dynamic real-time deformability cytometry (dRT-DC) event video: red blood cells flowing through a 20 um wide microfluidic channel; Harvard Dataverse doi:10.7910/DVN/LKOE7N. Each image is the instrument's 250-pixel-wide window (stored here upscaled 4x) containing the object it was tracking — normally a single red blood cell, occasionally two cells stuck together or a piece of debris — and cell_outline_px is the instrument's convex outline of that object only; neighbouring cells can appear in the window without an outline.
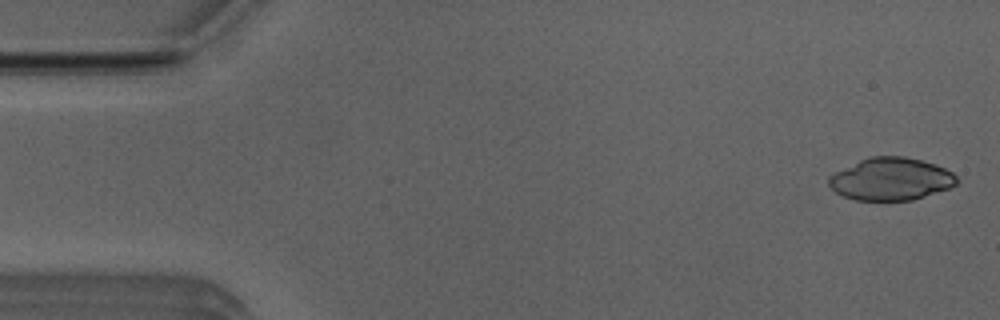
{"species": "Egyptian fruit bat (a non-hibernating species)", "species_latin": "Rousettus aegyptiacus", "temperature_condition": "room temperature", "stored_images_in_passage": 51, "camera_frame_rate_fps": 3000, "um_per_image_px": 0.085, "animal": {"sex": "male"}, "frame": {"image": 1, "passage_image": 2, "time_ms": 0.333, "image_size_px": [1000, 320], "cell_outline_px": [[960, 180], [956, 184], [948, 188], [912, 200], [856, 200], [844, 196], [836, 192], [828, 184], [828, 180], [836, 172], [860, 160], [872, 156], [904, 156], [936, 164], [952, 172]], "centroid_in_image_um": [75.76, 15.21], "position_along_channel_um": 9.2, "area_um2": 31.33}}